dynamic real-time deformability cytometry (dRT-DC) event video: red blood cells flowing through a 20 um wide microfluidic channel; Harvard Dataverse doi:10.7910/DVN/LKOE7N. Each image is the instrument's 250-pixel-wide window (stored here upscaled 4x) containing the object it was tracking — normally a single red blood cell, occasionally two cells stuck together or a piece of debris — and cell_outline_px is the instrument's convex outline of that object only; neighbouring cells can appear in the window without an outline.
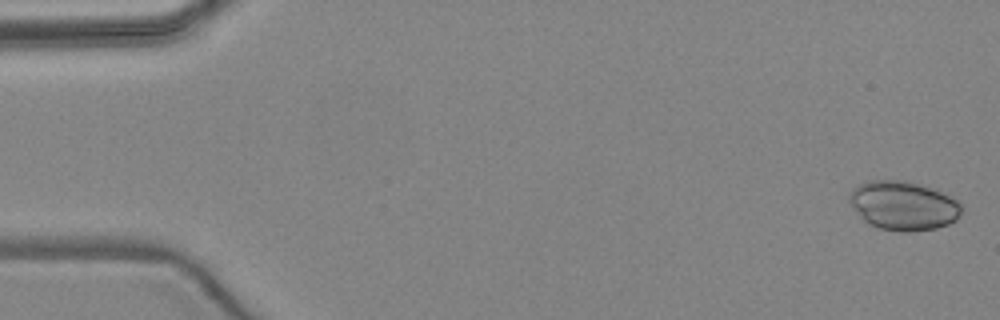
{"species": "common noctule bat (a hibernating species)", "species_latin": "Nyctalus noctula", "temperature_condition": "warm", "stored_images_in_passage": 5, "camera_frame_rate_fps": 3000, "um_per_image_px": 0.085, "animal": {"sex": "female", "body_mass_g": 24.6, "forearm_length_mm": 56.2}, "frame": {"image": 1, "passage_image": 1, "time_ms": 0.0, "image_size_px": [1000, 320], "cell_outline_px": [[960, 212], [956, 220], [948, 224], [936, 228], [912, 232], [900, 232], [880, 228], [868, 224], [860, 216], [848, 200], [848, 196], [852, 188], [868, 180], [908, 180], [940, 192], [956, 200], [960, 204]], "centroid_in_image_um": [76.74, 17.48], "position_along_channel_um": 8.3, "area_um2": 31.91}}
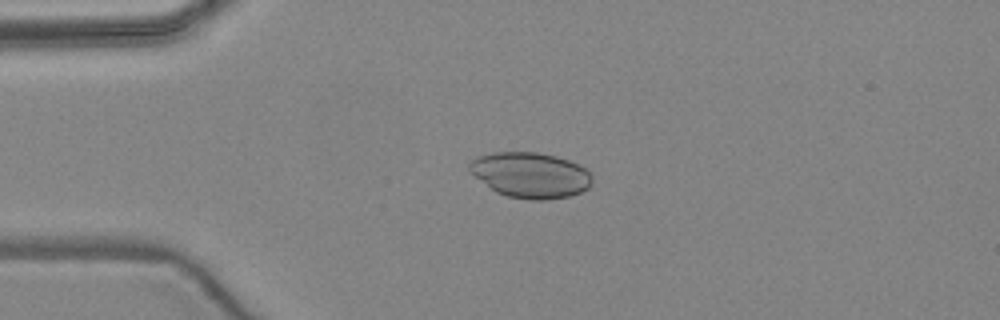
{"frame": {"image": 2, "passage_image": 4, "time_ms": 3.667, "image_size_px": [1000, 320], "cell_outline_px": [[592, 180], [588, 188], [580, 192], [568, 196], [544, 200], [532, 200], [508, 196], [496, 192], [468, 172], [468, 164], [476, 156], [492, 152], [536, 152], [556, 156], [568, 160], [584, 168], [592, 176]], "centroid_in_image_um": [45.04, 14.87], "position_along_channel_um": 40.0, "area_um2": 32.54}}